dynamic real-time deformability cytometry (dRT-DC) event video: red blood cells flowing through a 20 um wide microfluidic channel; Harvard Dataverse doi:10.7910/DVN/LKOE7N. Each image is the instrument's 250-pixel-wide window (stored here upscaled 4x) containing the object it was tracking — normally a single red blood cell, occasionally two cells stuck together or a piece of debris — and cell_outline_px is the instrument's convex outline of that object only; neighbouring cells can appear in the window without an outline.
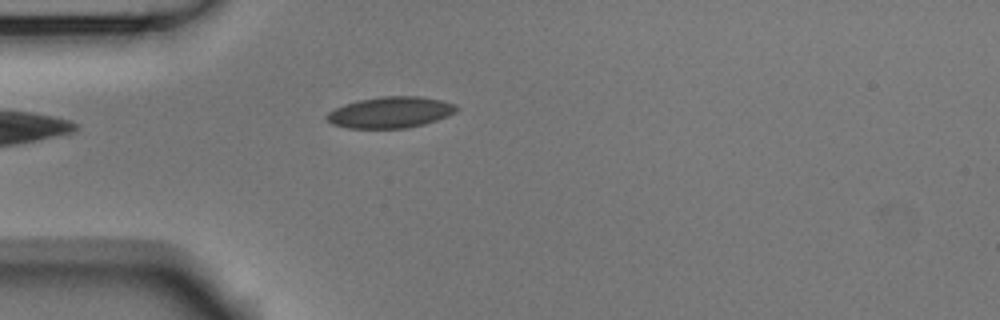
{"species": "Egyptian fruit bat (a non-hibernating species)", "species_latin": "Rousettus aegyptiacus", "temperature_condition": "room temperature", "stored_images_in_passage": 40, "camera_frame_rate_fps": 3000, "um_per_image_px": 0.085, "animal": {"sex": "male"}, "frame": {"image": 1, "passage_image": 1, "time_ms": 0.0, "image_size_px": [1000, 320], "cell_outline_px": [[460, 108], [456, 112], [448, 116], [424, 124], [404, 128], [348, 128], [332, 124], [324, 116], [328, 112], [344, 104], [360, 100], [380, 96], [420, 96], [440, 100], [456, 104]], "centroid_in_image_um": [33.2, 9.54], "position_along_channel_um": 51.8, "area_um2": 23.58}}
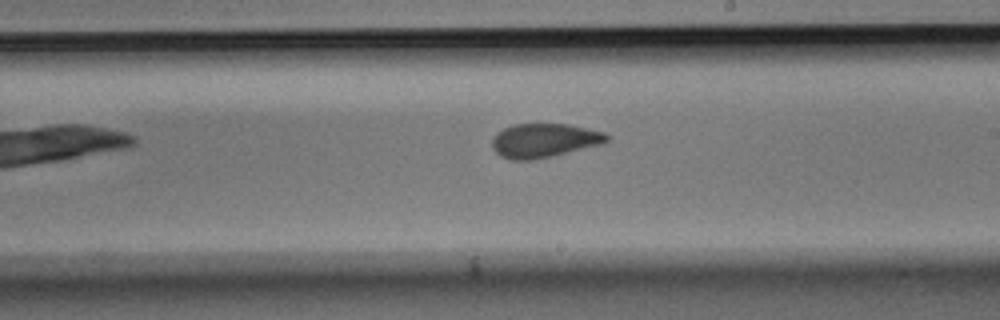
{"frame": {"image": 2, "passage_image": 17, "time_ms": 5.333, "image_size_px": [1000, 320], "cell_outline_px": [[608, 140], [600, 144], [536, 160], [512, 160], [500, 156], [492, 148], [492, 140], [496, 132], [504, 128], [516, 124], [568, 124], [604, 132], [608, 136]], "centroid_in_image_um": [46.21, 11.94], "position_along_channel_um": 242.8, "area_um2": 22.6}}
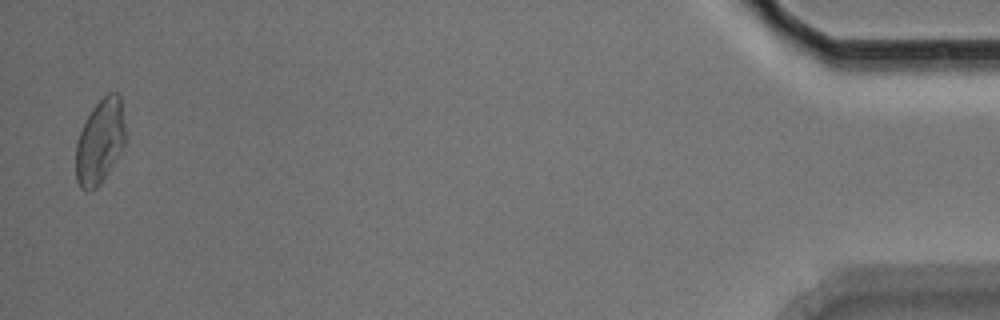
{"frame": {"image": 3, "passage_image": 39, "time_ms": 12.667, "image_size_px": [1000, 320], "cell_outline_px": [[124, 144], [100, 184], [96, 188], [88, 192], [84, 192], [80, 188], [76, 180], [76, 140], [92, 108], [108, 92], [116, 92], [120, 96], [124, 124]], "centroid_in_image_um": [8.46, 12.05], "position_along_channel_um": 426.7, "area_um2": 24.04}, "authors_computed_cell_mechanics": {"area_um2": 23.0333, "velocity_mm_per_s": 3.7258, "shape_relaxation_time_tau1_ms": 7.0248, "shape_relaxation_time_tau2_ms": 1.375, "deformation_change_tau1": 0.1154, "deformation_change_tau2": 0.0503}}